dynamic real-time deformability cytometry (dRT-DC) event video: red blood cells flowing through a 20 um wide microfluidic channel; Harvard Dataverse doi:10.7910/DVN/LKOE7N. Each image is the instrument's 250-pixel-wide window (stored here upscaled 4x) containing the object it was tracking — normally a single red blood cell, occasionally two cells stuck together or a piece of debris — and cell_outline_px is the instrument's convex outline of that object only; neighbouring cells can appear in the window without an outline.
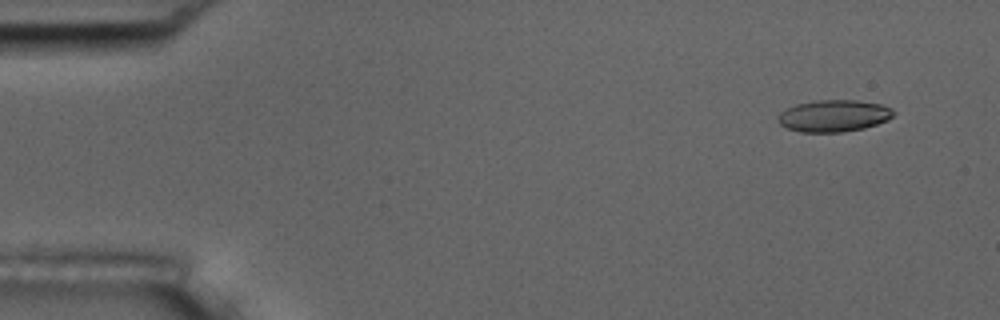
{"species": "common noctule bat (a hibernating species)", "species_latin": "Nyctalus noctula", "temperature_condition": "room temperature", "stored_images_in_passage": 4, "camera_frame_rate_fps": 3000, "um_per_image_px": 0.085, "animal": {"sex": "male", "body_mass_g": 17.5, "forearm_length_mm": 52.3}, "frame": {"image": 1, "passage_image": 1, "time_ms": 0.0, "image_size_px": [1000, 320], "cell_outline_px": [[896, 112], [888, 120], [864, 128], [844, 132], [800, 132], [788, 128], [780, 124], [776, 120], [780, 112], [796, 104], [816, 100], [856, 100], [880, 104], [892, 108]], "centroid_in_image_um": [70.87, 9.84], "position_along_channel_um": 14.1, "area_um2": 21.5}}